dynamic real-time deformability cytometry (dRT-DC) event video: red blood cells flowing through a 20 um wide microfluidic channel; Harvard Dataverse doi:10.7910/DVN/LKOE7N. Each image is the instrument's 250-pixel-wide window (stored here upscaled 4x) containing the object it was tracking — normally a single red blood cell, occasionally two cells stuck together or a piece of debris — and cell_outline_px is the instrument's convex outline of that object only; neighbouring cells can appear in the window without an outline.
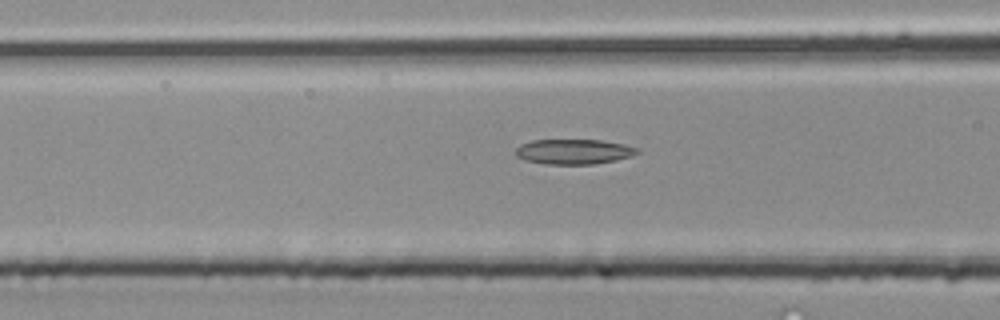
{"species": "common noctule bat (a hibernating species)", "species_latin": "Nyctalus noctula", "temperature_condition": "room temperature", "stored_images_in_passage": 27, "camera_frame_rate_fps": 3000, "um_per_image_px": 0.085, "animal": {"sex": "male", "body_mass_g": 20.4}, "frame": {"image": 1, "passage_image": 6, "time_ms": 1.667, "image_size_px": [1000, 320], "cell_outline_px": [[640, 152], [632, 156], [616, 160], [592, 164], [544, 164], [524, 160], [516, 156], [516, 148], [520, 144], [532, 140], [600, 140], [624, 144], [640, 148]], "centroid_in_image_um": [48.78, 12.89], "position_along_channel_um": 117.8, "area_um2": 17.86}}
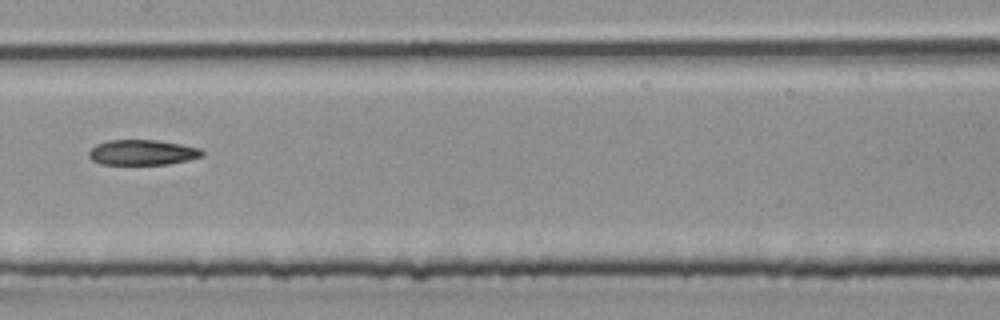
{"frame": {"image": 2, "passage_image": 11, "time_ms": 3.333, "image_size_px": [1000, 320], "cell_outline_px": [[204, 156], [188, 160], [168, 164], [100, 164], [92, 160], [88, 156], [88, 152], [96, 144], [108, 140], [156, 140], [180, 144], [200, 148], [204, 152]], "centroid_in_image_um": [12.1, 12.95], "position_along_channel_um": 195.3, "area_um2": 16.7}}
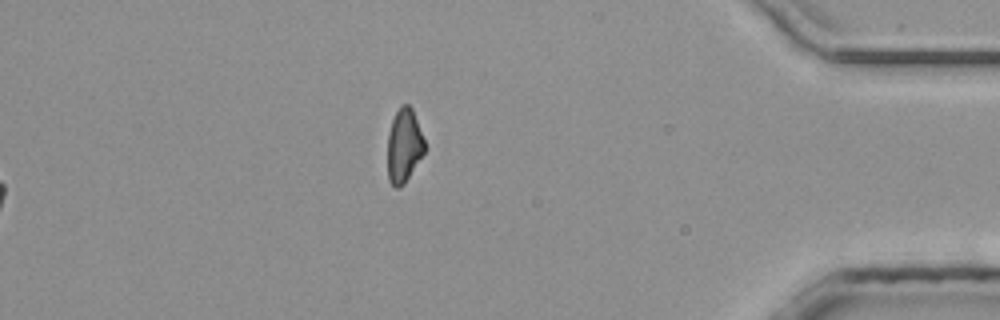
{"frame": {"image": 3, "passage_image": 27, "time_ms": 8.667, "image_size_px": [1000, 320], "cell_outline_px": [[424, 152], [404, 184], [400, 188], [396, 188], [388, 180], [388, 132], [392, 120], [400, 104], [408, 104], [412, 108], [424, 140]], "centroid_in_image_um": [34.32, 12.37], "position_along_channel_um": 400.9, "area_um2": 15.78}}